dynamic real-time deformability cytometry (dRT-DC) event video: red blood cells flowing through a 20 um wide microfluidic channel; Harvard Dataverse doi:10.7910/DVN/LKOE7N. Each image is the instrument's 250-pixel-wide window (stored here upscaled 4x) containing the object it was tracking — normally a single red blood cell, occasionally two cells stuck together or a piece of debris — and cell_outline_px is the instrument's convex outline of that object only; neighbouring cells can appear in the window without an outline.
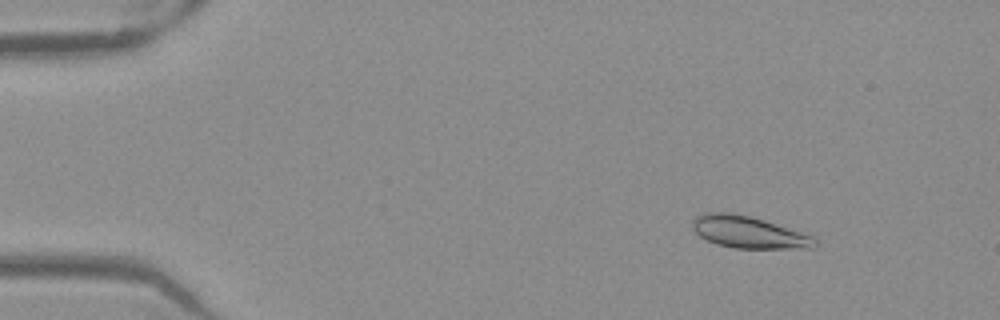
{"species": "Egyptian fruit bat (a non-hibernating species)", "species_latin": "Rousettus aegyptiacus", "temperature_condition": "warm", "stored_images_in_passage": 52, "camera_frame_rate_fps": 3000, "um_per_image_px": 0.085, "frame": {"image": 1, "passage_image": 7, "time_ms": 2.0, "image_size_px": [1000, 320], "cell_outline_px": [[816, 244], [812, 248], [732, 248], [716, 244], [700, 236], [692, 228], [692, 220], [696, 216], [704, 212], [732, 212], [752, 216], [812, 236], [816, 240]], "centroid_in_image_um": [63.58, 19.72], "position_along_channel_um": 21.4, "area_um2": 22.72}}
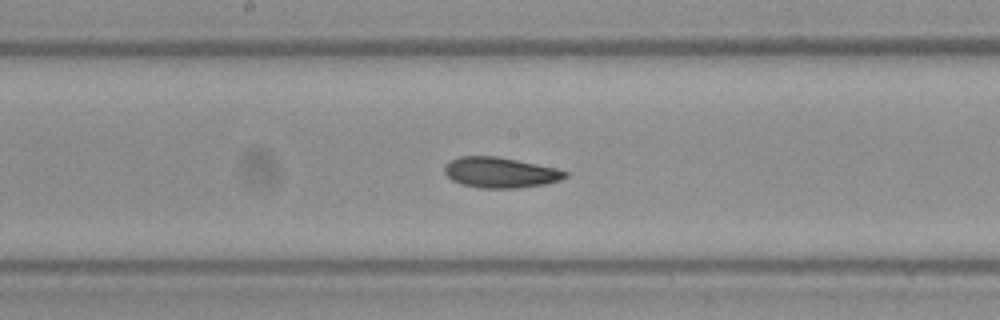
{"frame": {"image": 2, "passage_image": 28, "time_ms": 9.0, "image_size_px": [1000, 320], "cell_outline_px": [[568, 176], [560, 180], [544, 184], [520, 188], [480, 188], [460, 184], [452, 180], [444, 172], [444, 164], [448, 160], [460, 156], [496, 156], [556, 168], [568, 172]], "centroid_in_image_um": [42.48, 14.66], "position_along_channel_um": 205.7, "area_um2": 21.56}}
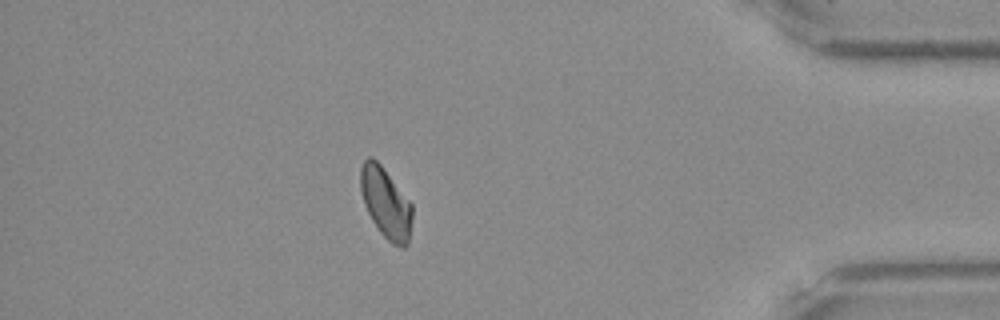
{"frame": {"image": 3, "passage_image": 46, "time_ms": 15.0, "image_size_px": [1000, 320], "cell_outline_px": [[412, 220], [408, 244], [404, 248], [400, 248], [392, 244], [380, 232], [372, 220], [364, 204], [360, 188], [360, 168], [364, 160], [368, 156], [372, 156], [380, 164], [412, 204]], "centroid_in_image_um": [32.79, 17.26], "position_along_channel_um": 402.4, "area_um2": 21.21}, "authors_computed_cell_mechanics": {"area_um2": 21.7906, "velocity_mm_per_s": 3.9433, "shape_relaxation_time_tau1_ms": 6.9441, "shape_relaxation_time_tau2_ms": 3.8254, "deformation_change_tau1": 0.1411, "deformation_change_tau2": 0.0729}}